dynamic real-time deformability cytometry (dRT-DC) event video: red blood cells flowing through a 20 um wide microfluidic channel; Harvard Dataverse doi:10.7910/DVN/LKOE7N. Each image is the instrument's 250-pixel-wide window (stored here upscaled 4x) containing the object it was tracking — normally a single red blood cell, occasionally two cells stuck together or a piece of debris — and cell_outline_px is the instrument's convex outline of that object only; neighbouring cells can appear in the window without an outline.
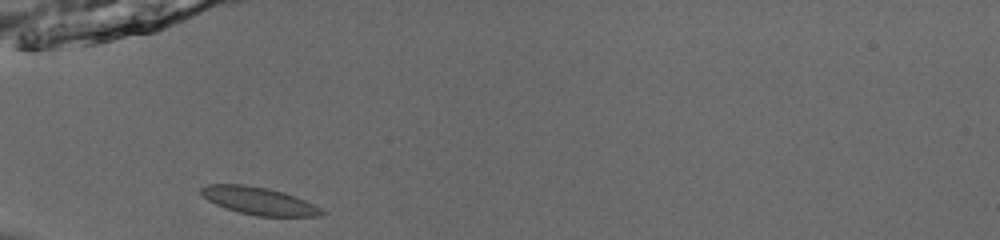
{"species": "common noctule bat (a hibernating species)", "species_latin": "Nyctalus noctula", "temperature_condition": "room temperature", "stored_images_in_passage": 35, "camera_frame_rate_fps": 3000, "um_per_image_px": 0.085, "animal": {"sex": "male", "body_mass_g": 13.0, "forearm_length_mm": 53.1}, "frame": {"image": 1, "passage_image": 1, "time_ms": 0.0, "image_size_px": [1000, 240], "cell_outline_px": [[328, 212], [320, 216], [256, 216], [224, 208], [208, 200], [200, 192], [200, 188], [208, 184], [244, 184], [268, 188], [284, 192], [296, 196]], "centroid_in_image_um": [22.01, 17.07], "position_along_channel_um": 63.0, "area_um2": 19.36}}
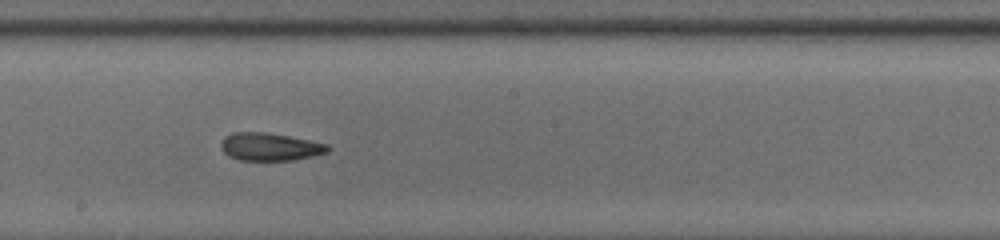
{"frame": {"image": 2, "passage_image": 14, "time_ms": 4.333, "image_size_px": [1000, 240], "cell_outline_px": [[332, 148], [328, 152], [296, 160], [240, 160], [228, 156], [220, 148], [220, 144], [224, 136], [232, 132], [264, 132], [288, 136], [328, 144]], "centroid_in_image_um": [22.93, 12.48], "position_along_channel_um": 225.3, "area_um2": 17.4}}
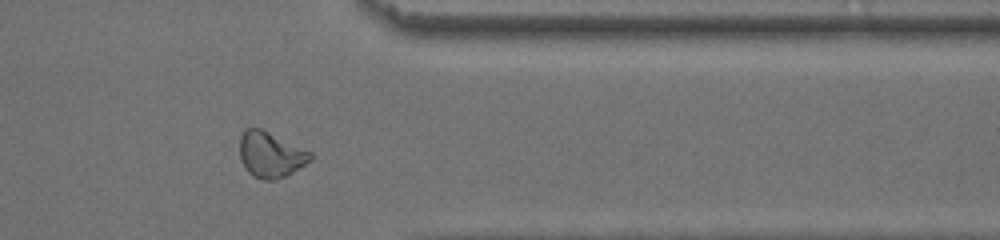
{"frame": {"image": 3, "passage_image": 27, "time_ms": 8.667, "image_size_px": [1000, 240], "cell_outline_px": [[312, 160], [292, 172], [276, 180], [260, 180], [252, 176], [248, 172], [240, 160], [240, 136], [244, 128], [260, 128], [312, 152]], "centroid_in_image_um": [22.98, 13.15], "position_along_channel_um": 388.4, "area_um2": 18.84}, "authors_computed_cell_mechanics": {"area_um2": 17.8024, "velocity_mm_per_s": 3.8692, "shape_relaxation_time_tau1_ms": 4.6063, "shape_relaxation_time_tau2_ms": 1.366, "deformation_change_tau1": 0.1236, "deformation_change_tau2": 0.0657}}